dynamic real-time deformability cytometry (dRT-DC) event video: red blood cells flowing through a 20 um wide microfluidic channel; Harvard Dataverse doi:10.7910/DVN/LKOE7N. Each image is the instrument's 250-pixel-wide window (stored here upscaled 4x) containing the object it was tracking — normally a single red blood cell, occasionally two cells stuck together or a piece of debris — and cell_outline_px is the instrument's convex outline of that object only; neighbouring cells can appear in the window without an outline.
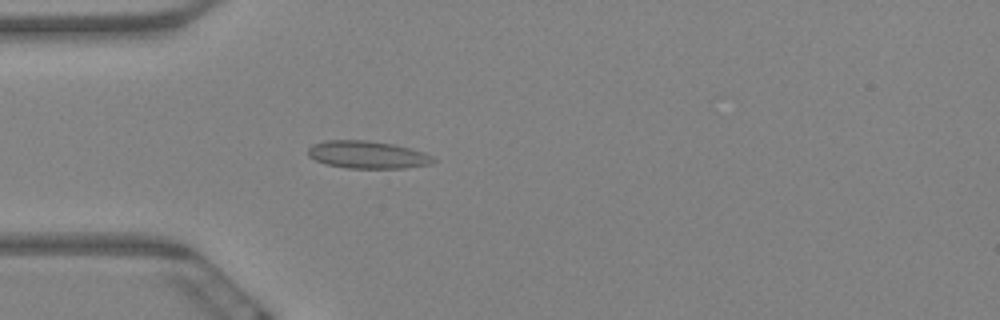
{"species": "Egyptian fruit bat (a non-hibernating species)", "species_latin": "Rousettus aegyptiacus", "temperature_condition": "warm", "stored_images_in_passage": 5, "camera_frame_rate_fps": 3000, "um_per_image_px": 0.085, "animal": {"sex": "female"}, "frame": {"image": 1, "passage_image": 5, "time_ms": 1.333, "image_size_px": [1000, 320], "cell_outline_px": [[436, 160], [432, 164], [404, 168], [348, 168], [324, 164], [308, 156], [308, 148], [312, 144], [324, 140], [368, 140], [392, 144], [412, 148], [424, 152], [432, 156]], "centroid_in_image_um": [31.23, 13.15], "position_along_channel_um": 53.8, "area_um2": 20.29}}